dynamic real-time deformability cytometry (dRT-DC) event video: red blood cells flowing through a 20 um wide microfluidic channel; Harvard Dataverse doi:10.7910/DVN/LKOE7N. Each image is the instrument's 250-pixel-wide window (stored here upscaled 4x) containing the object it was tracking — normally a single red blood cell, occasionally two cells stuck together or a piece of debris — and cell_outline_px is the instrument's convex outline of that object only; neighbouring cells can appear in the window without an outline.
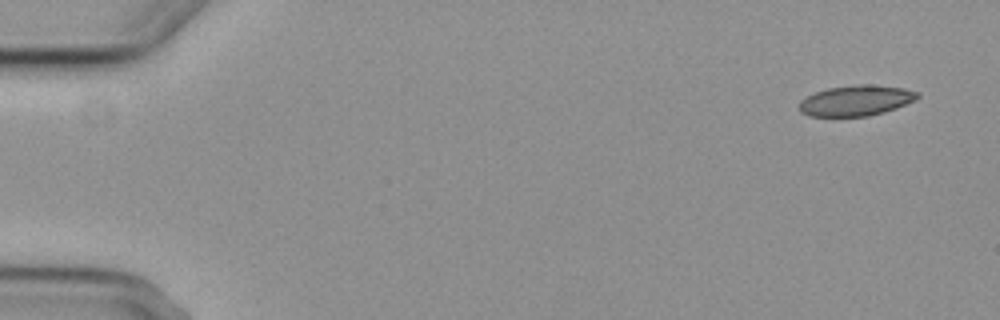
{"species": "common noctule bat (a hibernating species)", "species_latin": "Nyctalus noctula", "temperature_condition": "cold", "stored_images_in_passage": 6, "segment_of_instrument_passage": [1, 2], "camera_frame_rate_fps": 3000, "um_per_image_px": 0.085, "animal": {"sex": "female", "body_mass_g": 29.2, "forearm_length_mm": 56.3}, "frame": {"image": 1, "passage_image": 1, "time_ms": 0.0, "image_size_px": [1000, 320], "cell_outline_px": [[920, 96], [916, 100], [896, 108], [884, 112], [868, 116], [808, 116], [800, 112], [800, 100], [816, 92], [828, 88], [856, 84], [872, 84], [904, 88], [920, 92]], "centroid_in_image_um": [72.8, 8.54], "position_along_channel_um": 12.2, "area_um2": 21.15}}